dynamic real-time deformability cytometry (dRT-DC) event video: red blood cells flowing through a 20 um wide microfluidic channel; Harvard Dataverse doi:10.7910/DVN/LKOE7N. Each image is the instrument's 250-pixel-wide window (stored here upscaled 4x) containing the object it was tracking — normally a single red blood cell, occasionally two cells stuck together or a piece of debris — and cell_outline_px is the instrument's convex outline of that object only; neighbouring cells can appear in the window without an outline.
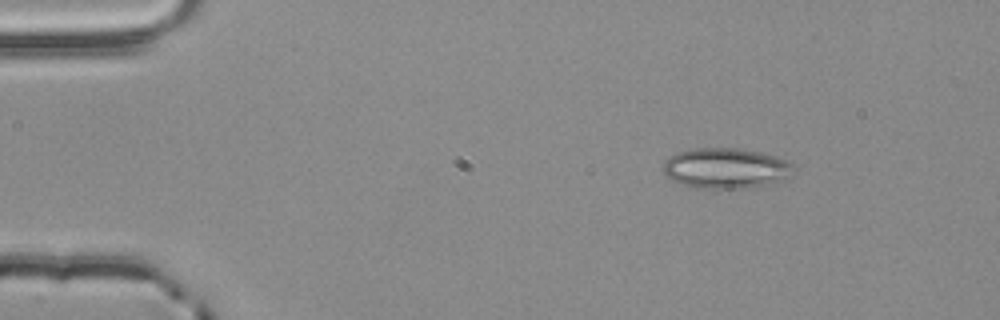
{"species": "common noctule bat (a hibernating species)", "species_latin": "Nyctalus noctula", "temperature_condition": "room temperature", "stored_images_in_passage": 4, "camera_frame_rate_fps": 3000, "um_per_image_px": 0.085, "animal": {"sex": "male", "body_mass_g": 20.4}, "frame": {"image": 1, "passage_image": 4, "time_ms": 1.0, "image_size_px": [1000, 320], "cell_outline_px": [[796, 168], [788, 176], [780, 180], [764, 184], [736, 188], [688, 188], [664, 176], [664, 160], [676, 152], [692, 148], [736, 148], [760, 152], [788, 160]], "centroid_in_image_um": [61.62, 14.29], "position_along_channel_um": 23.4, "area_um2": 30.69}}